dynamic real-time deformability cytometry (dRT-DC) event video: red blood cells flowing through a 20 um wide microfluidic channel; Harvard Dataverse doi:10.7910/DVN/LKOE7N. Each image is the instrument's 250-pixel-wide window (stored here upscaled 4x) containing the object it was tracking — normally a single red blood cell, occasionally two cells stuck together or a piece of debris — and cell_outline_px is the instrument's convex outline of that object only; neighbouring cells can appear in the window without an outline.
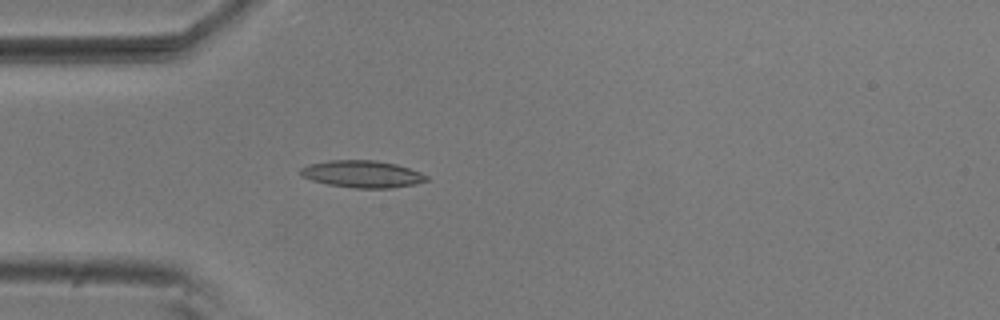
{"species": "common noctule bat (a hibernating species)", "species_latin": "Nyctalus noctula", "temperature_condition": "room temperature", "stored_images_in_passage": 5, "camera_frame_rate_fps": 3000, "um_per_image_px": 0.085, "animal": {"sex": "male", "body_mass_g": 20.5, "forearm_length_mm": 52.5}, "frame": {"image": 1, "passage_image": 5, "time_ms": 1.333, "image_size_px": [1000, 320], "cell_outline_px": [[428, 180], [412, 184], [392, 188], [356, 188], [328, 184], [312, 180], [300, 176], [300, 168], [308, 164], [328, 160], [376, 160], [396, 164], [420, 172], [428, 176]], "centroid_in_image_um": [30.75, 14.78], "position_along_channel_um": 54.2, "area_um2": 19.83}}